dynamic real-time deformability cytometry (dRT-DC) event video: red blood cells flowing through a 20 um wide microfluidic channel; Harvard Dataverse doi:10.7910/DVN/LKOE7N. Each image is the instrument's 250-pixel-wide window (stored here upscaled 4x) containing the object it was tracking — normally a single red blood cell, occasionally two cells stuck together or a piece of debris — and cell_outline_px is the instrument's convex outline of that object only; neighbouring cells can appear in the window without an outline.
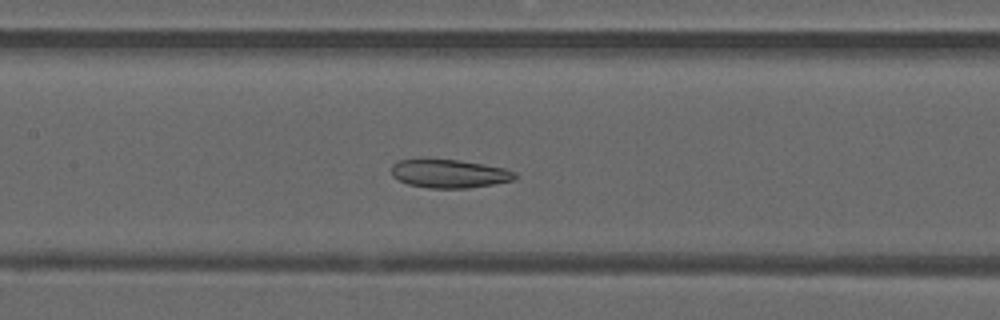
{"species": "common noctule bat (a hibernating species)", "species_latin": "Nyctalus noctula", "temperature_condition": "warm", "stored_images_in_passage": 41, "camera_frame_rate_fps": 3000, "um_per_image_px": 0.085, "animal": {"sex": "male", "forearm_length_mm": 52.5}, "frame": {"image": 1, "passage_image": 21, "time_ms": 6.667, "image_size_px": [1000, 320], "cell_outline_px": [[516, 180], [468, 188], [428, 188], [408, 184], [392, 176], [392, 164], [400, 160], [460, 160], [484, 164], [504, 168], [516, 172]], "centroid_in_image_um": [38.23, 14.77], "position_along_channel_um": 169.2, "area_um2": 20.29}}
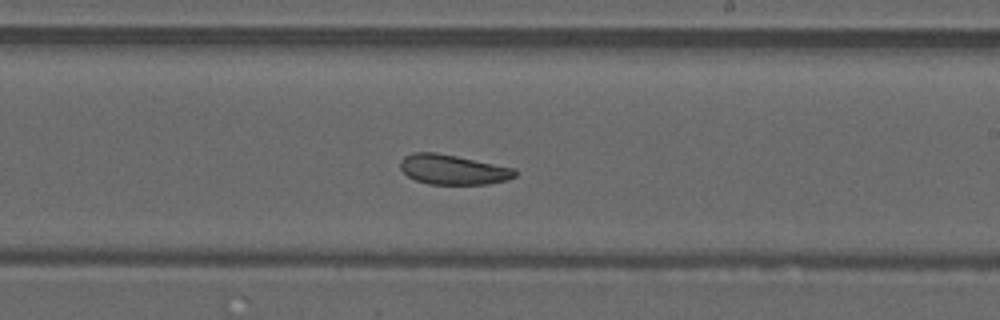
{"frame": {"image": 2, "passage_image": 27, "time_ms": 8.667, "image_size_px": [1000, 320], "cell_outline_px": [[516, 176], [508, 180], [488, 184], [428, 184], [416, 180], [408, 176], [400, 168], [400, 160], [404, 156], [412, 152], [436, 152], [516, 168]], "centroid_in_image_um": [38.51, 14.41], "position_along_channel_um": 250.5, "area_um2": 20.06}}
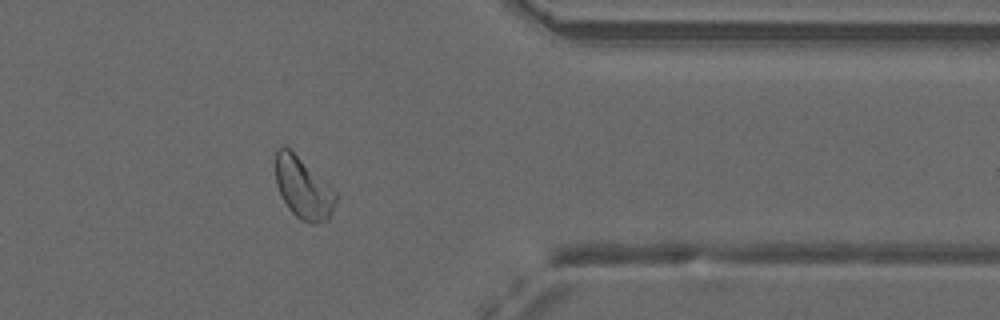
{"frame": {"image": 3, "passage_image": 38, "time_ms": 12.333, "image_size_px": [1000, 320], "cell_outline_px": [[336, 200], [328, 220], [316, 224], [312, 224], [300, 220], [288, 208], [276, 184], [276, 152], [280, 148], [288, 148], [336, 192]], "centroid_in_image_um": [25.77, 16.05], "position_along_channel_um": 385.6, "area_um2": 20.81}}